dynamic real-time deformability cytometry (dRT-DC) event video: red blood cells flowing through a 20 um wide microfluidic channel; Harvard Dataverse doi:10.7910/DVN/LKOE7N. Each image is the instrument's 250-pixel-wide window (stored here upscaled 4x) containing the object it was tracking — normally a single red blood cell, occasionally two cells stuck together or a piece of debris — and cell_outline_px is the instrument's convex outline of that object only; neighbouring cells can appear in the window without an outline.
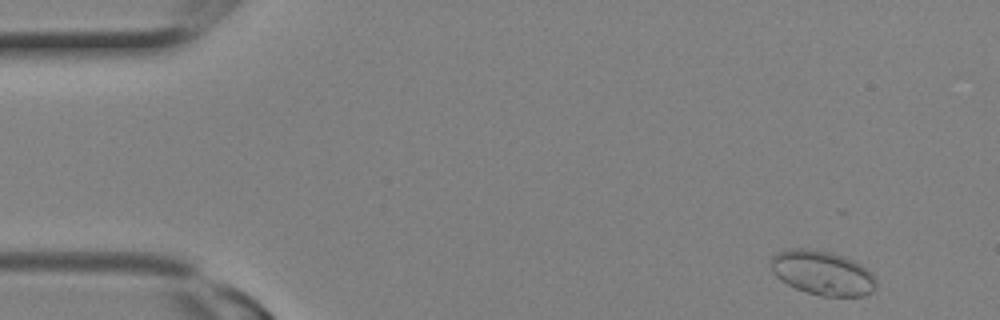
{"species": "Egyptian fruit bat (a non-hibernating species)", "species_latin": "Rousettus aegyptiacus", "temperature_condition": "room temperature", "stored_images_in_passage": 10, "camera_frame_rate_fps": 3000, "um_per_image_px": 0.085, "animal": {"sex": "female"}, "frame": {"image": 1, "passage_image": 1, "time_ms": 0.0, "image_size_px": [1000, 320], "cell_outline_px": [[876, 288], [872, 292], [864, 296], [820, 296], [796, 288], [780, 280], [772, 272], [772, 256], [776, 252], [792, 248], [804, 248], [828, 252], [844, 256], [860, 264], [872, 272], [876, 276]], "centroid_in_image_um": [69.94, 23.2], "position_along_channel_um": 15.1, "area_um2": 27.22}}
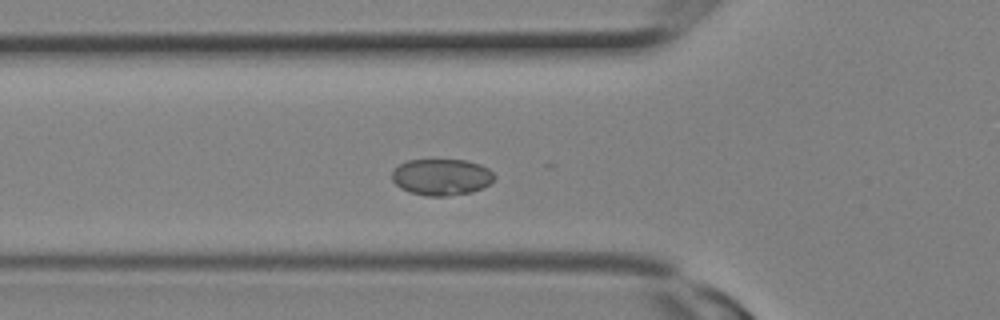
{"frame": {"image": 2, "passage_image": 8, "time_ms": 2.333, "image_size_px": [1000, 320], "cell_outline_px": [[496, 176], [488, 184], [472, 192], [444, 196], [428, 196], [408, 192], [400, 188], [392, 180], [392, 168], [408, 160], [464, 160], [480, 164], [488, 168]], "centroid_in_image_um": [37.49, 15.04], "position_along_channel_um": 88.3, "area_um2": 21.73}}
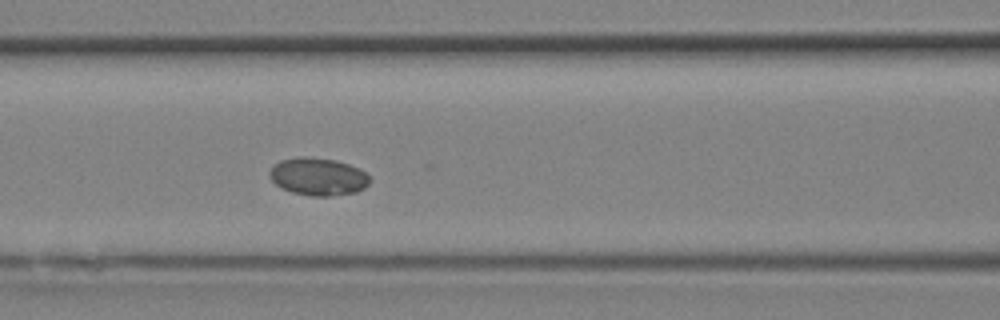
{"frame": {"image": 3, "passage_image": 10, "time_ms": 3.0, "image_size_px": [1000, 320], "cell_outline_px": [[368, 184], [364, 188], [356, 192], [332, 196], [312, 196], [292, 192], [280, 188], [268, 176], [268, 172], [272, 164], [280, 160], [296, 156], [304, 156], [336, 160], [348, 164], [364, 172], [368, 176]], "centroid_in_image_um": [26.96, 15.0], "position_along_channel_um": 139.6, "area_um2": 22.08}}